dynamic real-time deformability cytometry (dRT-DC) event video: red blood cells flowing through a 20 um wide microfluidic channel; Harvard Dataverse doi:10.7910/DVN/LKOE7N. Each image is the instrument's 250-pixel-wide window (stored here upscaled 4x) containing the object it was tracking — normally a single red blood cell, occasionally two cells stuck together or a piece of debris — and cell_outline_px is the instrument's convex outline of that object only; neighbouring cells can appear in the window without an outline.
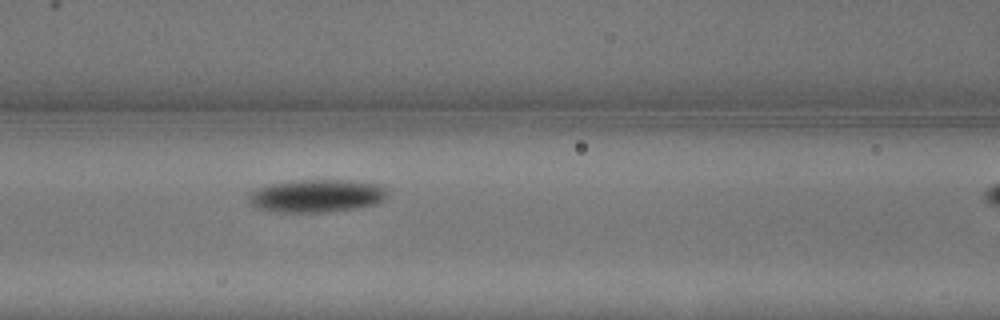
{"species": "common noctule bat (a hibernating species)", "species_latin": "Nyctalus noctula", "temperature_condition": "warm", "stored_images_in_passage": 6, "segment_of_instrument_passage": [1, 2], "camera_frame_rate_fps": 3000, "um_per_image_px": 0.085, "animal": {"sex": "male", "body_mass_g": 13.3}, "frame": {"image": 1, "passage_image": 5, "time_ms": 1.333, "image_size_px": [1000, 320], "cell_outline_px": [[388, 196], [384, 200], [376, 204], [356, 208], [328, 212], [268, 212], [256, 208], [248, 200], [248, 196], [256, 188], [272, 184], [292, 180], [352, 180], [384, 184], [388, 192]], "centroid_in_image_um": [26.96, 16.64], "position_along_channel_um": 139.6, "area_um2": 27.11}}